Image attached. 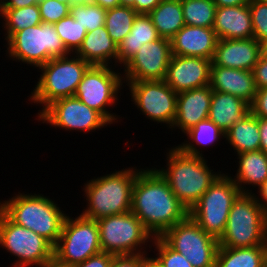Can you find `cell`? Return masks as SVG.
<instances>
[{
	"instance_id": "obj_16",
	"label": "cell",
	"mask_w": 267,
	"mask_h": 267,
	"mask_svg": "<svg viewBox=\"0 0 267 267\" xmlns=\"http://www.w3.org/2000/svg\"><path fill=\"white\" fill-rule=\"evenodd\" d=\"M172 56L171 40L144 43L122 68L123 81L164 80Z\"/></svg>"
},
{
	"instance_id": "obj_35",
	"label": "cell",
	"mask_w": 267,
	"mask_h": 267,
	"mask_svg": "<svg viewBox=\"0 0 267 267\" xmlns=\"http://www.w3.org/2000/svg\"><path fill=\"white\" fill-rule=\"evenodd\" d=\"M54 27L65 45V48L75 54L81 47L87 30L69 14L60 21L54 23Z\"/></svg>"
},
{
	"instance_id": "obj_52",
	"label": "cell",
	"mask_w": 267,
	"mask_h": 267,
	"mask_svg": "<svg viewBox=\"0 0 267 267\" xmlns=\"http://www.w3.org/2000/svg\"><path fill=\"white\" fill-rule=\"evenodd\" d=\"M71 5L74 4H85V3H89L92 2V0H69Z\"/></svg>"
},
{
	"instance_id": "obj_25",
	"label": "cell",
	"mask_w": 267,
	"mask_h": 267,
	"mask_svg": "<svg viewBox=\"0 0 267 267\" xmlns=\"http://www.w3.org/2000/svg\"><path fill=\"white\" fill-rule=\"evenodd\" d=\"M160 36L148 14H138L129 34L117 46V67L122 69L145 43L155 41Z\"/></svg>"
},
{
	"instance_id": "obj_54",
	"label": "cell",
	"mask_w": 267,
	"mask_h": 267,
	"mask_svg": "<svg viewBox=\"0 0 267 267\" xmlns=\"http://www.w3.org/2000/svg\"><path fill=\"white\" fill-rule=\"evenodd\" d=\"M41 1V0H39ZM59 2H62V3H67V4H70L69 0H58Z\"/></svg>"
},
{
	"instance_id": "obj_24",
	"label": "cell",
	"mask_w": 267,
	"mask_h": 267,
	"mask_svg": "<svg viewBox=\"0 0 267 267\" xmlns=\"http://www.w3.org/2000/svg\"><path fill=\"white\" fill-rule=\"evenodd\" d=\"M75 54L91 65L117 67V45L110 38L105 26L87 32Z\"/></svg>"
},
{
	"instance_id": "obj_10",
	"label": "cell",
	"mask_w": 267,
	"mask_h": 267,
	"mask_svg": "<svg viewBox=\"0 0 267 267\" xmlns=\"http://www.w3.org/2000/svg\"><path fill=\"white\" fill-rule=\"evenodd\" d=\"M96 222L102 252L115 256L149 254L153 236L131 211L108 216Z\"/></svg>"
},
{
	"instance_id": "obj_3",
	"label": "cell",
	"mask_w": 267,
	"mask_h": 267,
	"mask_svg": "<svg viewBox=\"0 0 267 267\" xmlns=\"http://www.w3.org/2000/svg\"><path fill=\"white\" fill-rule=\"evenodd\" d=\"M26 193V194H25ZM24 191L13 193L7 200L0 199V211L13 223L32 230L47 239L53 246L59 240L68 213L61 204L42 193Z\"/></svg>"
},
{
	"instance_id": "obj_30",
	"label": "cell",
	"mask_w": 267,
	"mask_h": 267,
	"mask_svg": "<svg viewBox=\"0 0 267 267\" xmlns=\"http://www.w3.org/2000/svg\"><path fill=\"white\" fill-rule=\"evenodd\" d=\"M148 15L159 36L169 40L185 25L181 0H162Z\"/></svg>"
},
{
	"instance_id": "obj_57",
	"label": "cell",
	"mask_w": 267,
	"mask_h": 267,
	"mask_svg": "<svg viewBox=\"0 0 267 267\" xmlns=\"http://www.w3.org/2000/svg\"><path fill=\"white\" fill-rule=\"evenodd\" d=\"M4 1H5V0H0V6L3 4Z\"/></svg>"
},
{
	"instance_id": "obj_32",
	"label": "cell",
	"mask_w": 267,
	"mask_h": 267,
	"mask_svg": "<svg viewBox=\"0 0 267 267\" xmlns=\"http://www.w3.org/2000/svg\"><path fill=\"white\" fill-rule=\"evenodd\" d=\"M138 13L130 6H118L106 11L105 27L110 38L118 44L130 33Z\"/></svg>"
},
{
	"instance_id": "obj_56",
	"label": "cell",
	"mask_w": 267,
	"mask_h": 267,
	"mask_svg": "<svg viewBox=\"0 0 267 267\" xmlns=\"http://www.w3.org/2000/svg\"><path fill=\"white\" fill-rule=\"evenodd\" d=\"M262 267H267V261L263 264Z\"/></svg>"
},
{
	"instance_id": "obj_28",
	"label": "cell",
	"mask_w": 267,
	"mask_h": 267,
	"mask_svg": "<svg viewBox=\"0 0 267 267\" xmlns=\"http://www.w3.org/2000/svg\"><path fill=\"white\" fill-rule=\"evenodd\" d=\"M231 145L235 154L260 149V132L258 117L251 111L237 121L225 132V140Z\"/></svg>"
},
{
	"instance_id": "obj_7",
	"label": "cell",
	"mask_w": 267,
	"mask_h": 267,
	"mask_svg": "<svg viewBox=\"0 0 267 267\" xmlns=\"http://www.w3.org/2000/svg\"><path fill=\"white\" fill-rule=\"evenodd\" d=\"M4 45L8 60L37 69L52 58L71 54L59 37L54 24L41 23L15 32Z\"/></svg>"
},
{
	"instance_id": "obj_39",
	"label": "cell",
	"mask_w": 267,
	"mask_h": 267,
	"mask_svg": "<svg viewBox=\"0 0 267 267\" xmlns=\"http://www.w3.org/2000/svg\"><path fill=\"white\" fill-rule=\"evenodd\" d=\"M146 254L114 256L110 267H144Z\"/></svg>"
},
{
	"instance_id": "obj_27",
	"label": "cell",
	"mask_w": 267,
	"mask_h": 267,
	"mask_svg": "<svg viewBox=\"0 0 267 267\" xmlns=\"http://www.w3.org/2000/svg\"><path fill=\"white\" fill-rule=\"evenodd\" d=\"M183 134L187 136V139L183 138L184 141L175 146L182 152L197 157H205L203 149L207 150L208 147H213L218 143L220 145V141L225 140V132L209 118L199 121Z\"/></svg>"
},
{
	"instance_id": "obj_26",
	"label": "cell",
	"mask_w": 267,
	"mask_h": 267,
	"mask_svg": "<svg viewBox=\"0 0 267 267\" xmlns=\"http://www.w3.org/2000/svg\"><path fill=\"white\" fill-rule=\"evenodd\" d=\"M249 112L250 104L242 98L213 90L208 118L224 132Z\"/></svg>"
},
{
	"instance_id": "obj_22",
	"label": "cell",
	"mask_w": 267,
	"mask_h": 267,
	"mask_svg": "<svg viewBox=\"0 0 267 267\" xmlns=\"http://www.w3.org/2000/svg\"><path fill=\"white\" fill-rule=\"evenodd\" d=\"M218 40L253 38V28L249 4L216 7L212 27Z\"/></svg>"
},
{
	"instance_id": "obj_21",
	"label": "cell",
	"mask_w": 267,
	"mask_h": 267,
	"mask_svg": "<svg viewBox=\"0 0 267 267\" xmlns=\"http://www.w3.org/2000/svg\"><path fill=\"white\" fill-rule=\"evenodd\" d=\"M210 87L214 91L232 94L251 104L257 87L252 71L211 66Z\"/></svg>"
},
{
	"instance_id": "obj_44",
	"label": "cell",
	"mask_w": 267,
	"mask_h": 267,
	"mask_svg": "<svg viewBox=\"0 0 267 267\" xmlns=\"http://www.w3.org/2000/svg\"><path fill=\"white\" fill-rule=\"evenodd\" d=\"M260 132V150L267 153V118L258 117Z\"/></svg>"
},
{
	"instance_id": "obj_37",
	"label": "cell",
	"mask_w": 267,
	"mask_h": 267,
	"mask_svg": "<svg viewBox=\"0 0 267 267\" xmlns=\"http://www.w3.org/2000/svg\"><path fill=\"white\" fill-rule=\"evenodd\" d=\"M251 12L253 37L261 44L267 43V4L260 0H251L249 3Z\"/></svg>"
},
{
	"instance_id": "obj_18",
	"label": "cell",
	"mask_w": 267,
	"mask_h": 267,
	"mask_svg": "<svg viewBox=\"0 0 267 267\" xmlns=\"http://www.w3.org/2000/svg\"><path fill=\"white\" fill-rule=\"evenodd\" d=\"M262 55V45L250 39H220L217 41L212 66L252 71Z\"/></svg>"
},
{
	"instance_id": "obj_6",
	"label": "cell",
	"mask_w": 267,
	"mask_h": 267,
	"mask_svg": "<svg viewBox=\"0 0 267 267\" xmlns=\"http://www.w3.org/2000/svg\"><path fill=\"white\" fill-rule=\"evenodd\" d=\"M218 243L229 248L267 245V214L253 193H241L234 201Z\"/></svg>"
},
{
	"instance_id": "obj_40",
	"label": "cell",
	"mask_w": 267,
	"mask_h": 267,
	"mask_svg": "<svg viewBox=\"0 0 267 267\" xmlns=\"http://www.w3.org/2000/svg\"><path fill=\"white\" fill-rule=\"evenodd\" d=\"M250 111L256 117L267 118V88L257 89L255 98L250 104Z\"/></svg>"
},
{
	"instance_id": "obj_13",
	"label": "cell",
	"mask_w": 267,
	"mask_h": 267,
	"mask_svg": "<svg viewBox=\"0 0 267 267\" xmlns=\"http://www.w3.org/2000/svg\"><path fill=\"white\" fill-rule=\"evenodd\" d=\"M129 89V99L151 123L170 129L176 117L177 93L164 80L123 81ZM153 121V122H152Z\"/></svg>"
},
{
	"instance_id": "obj_31",
	"label": "cell",
	"mask_w": 267,
	"mask_h": 267,
	"mask_svg": "<svg viewBox=\"0 0 267 267\" xmlns=\"http://www.w3.org/2000/svg\"><path fill=\"white\" fill-rule=\"evenodd\" d=\"M0 28L5 36V42L15 33L25 28L40 25L42 23L38 4L23 8H0Z\"/></svg>"
},
{
	"instance_id": "obj_55",
	"label": "cell",
	"mask_w": 267,
	"mask_h": 267,
	"mask_svg": "<svg viewBox=\"0 0 267 267\" xmlns=\"http://www.w3.org/2000/svg\"><path fill=\"white\" fill-rule=\"evenodd\" d=\"M262 3L267 4V0H260Z\"/></svg>"
},
{
	"instance_id": "obj_41",
	"label": "cell",
	"mask_w": 267,
	"mask_h": 267,
	"mask_svg": "<svg viewBox=\"0 0 267 267\" xmlns=\"http://www.w3.org/2000/svg\"><path fill=\"white\" fill-rule=\"evenodd\" d=\"M257 89L267 88V57L262 53L252 70Z\"/></svg>"
},
{
	"instance_id": "obj_53",
	"label": "cell",
	"mask_w": 267,
	"mask_h": 267,
	"mask_svg": "<svg viewBox=\"0 0 267 267\" xmlns=\"http://www.w3.org/2000/svg\"><path fill=\"white\" fill-rule=\"evenodd\" d=\"M262 53L267 57V43L262 45Z\"/></svg>"
},
{
	"instance_id": "obj_8",
	"label": "cell",
	"mask_w": 267,
	"mask_h": 267,
	"mask_svg": "<svg viewBox=\"0 0 267 267\" xmlns=\"http://www.w3.org/2000/svg\"><path fill=\"white\" fill-rule=\"evenodd\" d=\"M117 68L92 65L84 74L74 95L88 107L98 111L111 125L123 121L120 115L112 112L120 102V90L125 88L122 71Z\"/></svg>"
},
{
	"instance_id": "obj_49",
	"label": "cell",
	"mask_w": 267,
	"mask_h": 267,
	"mask_svg": "<svg viewBox=\"0 0 267 267\" xmlns=\"http://www.w3.org/2000/svg\"><path fill=\"white\" fill-rule=\"evenodd\" d=\"M39 267H71V266L63 264L59 262L55 257H53L51 260L45 262L43 265Z\"/></svg>"
},
{
	"instance_id": "obj_12",
	"label": "cell",
	"mask_w": 267,
	"mask_h": 267,
	"mask_svg": "<svg viewBox=\"0 0 267 267\" xmlns=\"http://www.w3.org/2000/svg\"><path fill=\"white\" fill-rule=\"evenodd\" d=\"M102 252L99 227L96 220L67 214L62 232L54 246V257L61 263L73 266L84 262L90 256Z\"/></svg>"
},
{
	"instance_id": "obj_1",
	"label": "cell",
	"mask_w": 267,
	"mask_h": 267,
	"mask_svg": "<svg viewBox=\"0 0 267 267\" xmlns=\"http://www.w3.org/2000/svg\"><path fill=\"white\" fill-rule=\"evenodd\" d=\"M130 211L153 238L161 237L189 215L187 208L153 166L138 172L132 188Z\"/></svg>"
},
{
	"instance_id": "obj_19",
	"label": "cell",
	"mask_w": 267,
	"mask_h": 267,
	"mask_svg": "<svg viewBox=\"0 0 267 267\" xmlns=\"http://www.w3.org/2000/svg\"><path fill=\"white\" fill-rule=\"evenodd\" d=\"M213 90L210 85L184 91L177 94L176 117L172 127L184 133L199 121L209 117Z\"/></svg>"
},
{
	"instance_id": "obj_51",
	"label": "cell",
	"mask_w": 267,
	"mask_h": 267,
	"mask_svg": "<svg viewBox=\"0 0 267 267\" xmlns=\"http://www.w3.org/2000/svg\"><path fill=\"white\" fill-rule=\"evenodd\" d=\"M135 0H120V6H132Z\"/></svg>"
},
{
	"instance_id": "obj_43",
	"label": "cell",
	"mask_w": 267,
	"mask_h": 267,
	"mask_svg": "<svg viewBox=\"0 0 267 267\" xmlns=\"http://www.w3.org/2000/svg\"><path fill=\"white\" fill-rule=\"evenodd\" d=\"M162 0H135L131 6L138 14H149Z\"/></svg>"
},
{
	"instance_id": "obj_4",
	"label": "cell",
	"mask_w": 267,
	"mask_h": 267,
	"mask_svg": "<svg viewBox=\"0 0 267 267\" xmlns=\"http://www.w3.org/2000/svg\"><path fill=\"white\" fill-rule=\"evenodd\" d=\"M141 169L135 165L121 170L118 168L87 180L82 188L87 206L80 214L97 221L130 211L133 184Z\"/></svg>"
},
{
	"instance_id": "obj_47",
	"label": "cell",
	"mask_w": 267,
	"mask_h": 267,
	"mask_svg": "<svg viewBox=\"0 0 267 267\" xmlns=\"http://www.w3.org/2000/svg\"><path fill=\"white\" fill-rule=\"evenodd\" d=\"M216 7L247 5L251 0H213Z\"/></svg>"
},
{
	"instance_id": "obj_2",
	"label": "cell",
	"mask_w": 267,
	"mask_h": 267,
	"mask_svg": "<svg viewBox=\"0 0 267 267\" xmlns=\"http://www.w3.org/2000/svg\"><path fill=\"white\" fill-rule=\"evenodd\" d=\"M166 150V165L153 167L189 211L223 171L211 169L207 157L186 154L175 145Z\"/></svg>"
},
{
	"instance_id": "obj_38",
	"label": "cell",
	"mask_w": 267,
	"mask_h": 267,
	"mask_svg": "<svg viewBox=\"0 0 267 267\" xmlns=\"http://www.w3.org/2000/svg\"><path fill=\"white\" fill-rule=\"evenodd\" d=\"M71 4L58 0H41L38 2L41 20L43 23L54 24L70 14Z\"/></svg>"
},
{
	"instance_id": "obj_46",
	"label": "cell",
	"mask_w": 267,
	"mask_h": 267,
	"mask_svg": "<svg viewBox=\"0 0 267 267\" xmlns=\"http://www.w3.org/2000/svg\"><path fill=\"white\" fill-rule=\"evenodd\" d=\"M38 2L39 0H5L0 8H23Z\"/></svg>"
},
{
	"instance_id": "obj_33",
	"label": "cell",
	"mask_w": 267,
	"mask_h": 267,
	"mask_svg": "<svg viewBox=\"0 0 267 267\" xmlns=\"http://www.w3.org/2000/svg\"><path fill=\"white\" fill-rule=\"evenodd\" d=\"M185 25L212 28L216 5L213 0H181Z\"/></svg>"
},
{
	"instance_id": "obj_17",
	"label": "cell",
	"mask_w": 267,
	"mask_h": 267,
	"mask_svg": "<svg viewBox=\"0 0 267 267\" xmlns=\"http://www.w3.org/2000/svg\"><path fill=\"white\" fill-rule=\"evenodd\" d=\"M212 60L202 57L172 55L165 83L177 94L210 84Z\"/></svg>"
},
{
	"instance_id": "obj_23",
	"label": "cell",
	"mask_w": 267,
	"mask_h": 267,
	"mask_svg": "<svg viewBox=\"0 0 267 267\" xmlns=\"http://www.w3.org/2000/svg\"><path fill=\"white\" fill-rule=\"evenodd\" d=\"M234 156L238 159V163H236V173L235 175L232 174V176L228 172L227 174L239 187L241 193L252 194V188L256 191L267 181V153L259 149Z\"/></svg>"
},
{
	"instance_id": "obj_20",
	"label": "cell",
	"mask_w": 267,
	"mask_h": 267,
	"mask_svg": "<svg viewBox=\"0 0 267 267\" xmlns=\"http://www.w3.org/2000/svg\"><path fill=\"white\" fill-rule=\"evenodd\" d=\"M217 41L213 28L184 25L171 39L172 55L213 60Z\"/></svg>"
},
{
	"instance_id": "obj_36",
	"label": "cell",
	"mask_w": 267,
	"mask_h": 267,
	"mask_svg": "<svg viewBox=\"0 0 267 267\" xmlns=\"http://www.w3.org/2000/svg\"><path fill=\"white\" fill-rule=\"evenodd\" d=\"M150 249L149 252L154 254L151 257L162 267H193L185 256L172 249L161 237L153 238Z\"/></svg>"
},
{
	"instance_id": "obj_34",
	"label": "cell",
	"mask_w": 267,
	"mask_h": 267,
	"mask_svg": "<svg viewBox=\"0 0 267 267\" xmlns=\"http://www.w3.org/2000/svg\"><path fill=\"white\" fill-rule=\"evenodd\" d=\"M106 11L107 9L94 2L70 6V15L82 27H85L87 32L105 26Z\"/></svg>"
},
{
	"instance_id": "obj_42",
	"label": "cell",
	"mask_w": 267,
	"mask_h": 267,
	"mask_svg": "<svg viewBox=\"0 0 267 267\" xmlns=\"http://www.w3.org/2000/svg\"><path fill=\"white\" fill-rule=\"evenodd\" d=\"M114 256L115 255L110 253L100 252L96 255L90 256L84 262L71 267H110Z\"/></svg>"
},
{
	"instance_id": "obj_14",
	"label": "cell",
	"mask_w": 267,
	"mask_h": 267,
	"mask_svg": "<svg viewBox=\"0 0 267 267\" xmlns=\"http://www.w3.org/2000/svg\"><path fill=\"white\" fill-rule=\"evenodd\" d=\"M35 119L41 124H49L50 128L62 129L69 133L78 131L91 134L111 126L98 111L91 109L75 96L54 100L36 115Z\"/></svg>"
},
{
	"instance_id": "obj_5",
	"label": "cell",
	"mask_w": 267,
	"mask_h": 267,
	"mask_svg": "<svg viewBox=\"0 0 267 267\" xmlns=\"http://www.w3.org/2000/svg\"><path fill=\"white\" fill-rule=\"evenodd\" d=\"M92 65L76 54L52 58L38 68L40 77L31 90L28 104L42 107L37 115L51 102L74 96L84 74Z\"/></svg>"
},
{
	"instance_id": "obj_29",
	"label": "cell",
	"mask_w": 267,
	"mask_h": 267,
	"mask_svg": "<svg viewBox=\"0 0 267 267\" xmlns=\"http://www.w3.org/2000/svg\"><path fill=\"white\" fill-rule=\"evenodd\" d=\"M267 261V245L244 248L218 247L215 267H262Z\"/></svg>"
},
{
	"instance_id": "obj_15",
	"label": "cell",
	"mask_w": 267,
	"mask_h": 267,
	"mask_svg": "<svg viewBox=\"0 0 267 267\" xmlns=\"http://www.w3.org/2000/svg\"><path fill=\"white\" fill-rule=\"evenodd\" d=\"M161 238L185 256L193 267H215L218 240L200 228L190 215L168 229Z\"/></svg>"
},
{
	"instance_id": "obj_9",
	"label": "cell",
	"mask_w": 267,
	"mask_h": 267,
	"mask_svg": "<svg viewBox=\"0 0 267 267\" xmlns=\"http://www.w3.org/2000/svg\"><path fill=\"white\" fill-rule=\"evenodd\" d=\"M240 194L233 179L222 172L189 210V215L200 228L219 240L226 228L231 207Z\"/></svg>"
},
{
	"instance_id": "obj_50",
	"label": "cell",
	"mask_w": 267,
	"mask_h": 267,
	"mask_svg": "<svg viewBox=\"0 0 267 267\" xmlns=\"http://www.w3.org/2000/svg\"><path fill=\"white\" fill-rule=\"evenodd\" d=\"M150 256V257H149ZM144 267H162L159 263H157L152 257L151 253L146 254V261H145V266Z\"/></svg>"
},
{
	"instance_id": "obj_11",
	"label": "cell",
	"mask_w": 267,
	"mask_h": 267,
	"mask_svg": "<svg viewBox=\"0 0 267 267\" xmlns=\"http://www.w3.org/2000/svg\"><path fill=\"white\" fill-rule=\"evenodd\" d=\"M0 248L15 256L10 267H39L54 257V246L47 239L11 222L1 211Z\"/></svg>"
},
{
	"instance_id": "obj_48",
	"label": "cell",
	"mask_w": 267,
	"mask_h": 267,
	"mask_svg": "<svg viewBox=\"0 0 267 267\" xmlns=\"http://www.w3.org/2000/svg\"><path fill=\"white\" fill-rule=\"evenodd\" d=\"M92 2L100 5L102 8L109 9L120 6V0H92Z\"/></svg>"
},
{
	"instance_id": "obj_45",
	"label": "cell",
	"mask_w": 267,
	"mask_h": 267,
	"mask_svg": "<svg viewBox=\"0 0 267 267\" xmlns=\"http://www.w3.org/2000/svg\"><path fill=\"white\" fill-rule=\"evenodd\" d=\"M253 194L257 200V203L262 207L264 212L267 214V181L264 184H262L257 191H253Z\"/></svg>"
}]
</instances>
